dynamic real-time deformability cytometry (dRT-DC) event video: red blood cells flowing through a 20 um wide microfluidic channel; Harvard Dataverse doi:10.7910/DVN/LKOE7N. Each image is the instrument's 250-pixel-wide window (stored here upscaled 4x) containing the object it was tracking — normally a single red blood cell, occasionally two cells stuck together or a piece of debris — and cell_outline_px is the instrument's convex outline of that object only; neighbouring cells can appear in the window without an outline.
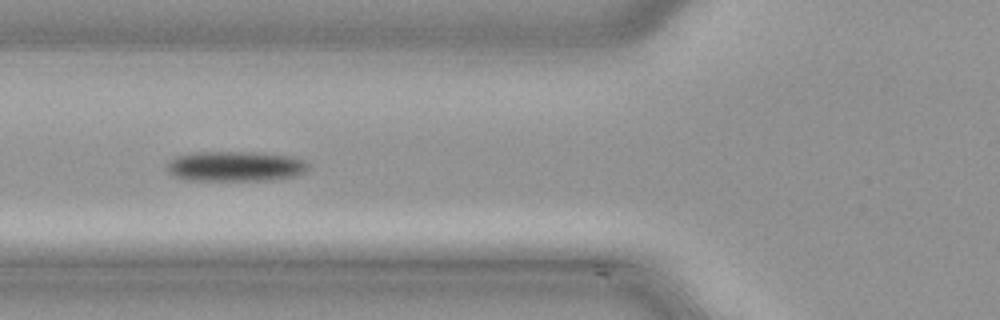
{"species": "common noctule bat (a hibernating species)", "species_latin": "Nyctalus noctula", "temperature_condition": "cold", "stored_images_in_passage": 33, "camera_frame_rate_fps": 3000, "um_per_image_px": 0.085, "animal": {"sex": "male", "body_mass_g": 21.5, "forearm_length_mm": 52.0}, "frame": {"image": 1, "passage_image": 6, "time_ms": 1.667, "image_size_px": [1000, 320], "cell_outline_px": [[308, 168], [304, 172], [292, 176], [264, 180], [188, 180], [172, 176], [168, 172], [168, 164], [176, 156], [188, 152], [264, 152], [292, 156], [304, 160], [308, 164]], "centroid_in_image_um": [19.98, 14.12], "position_along_channel_um": 105.8, "area_um2": 24.85}}
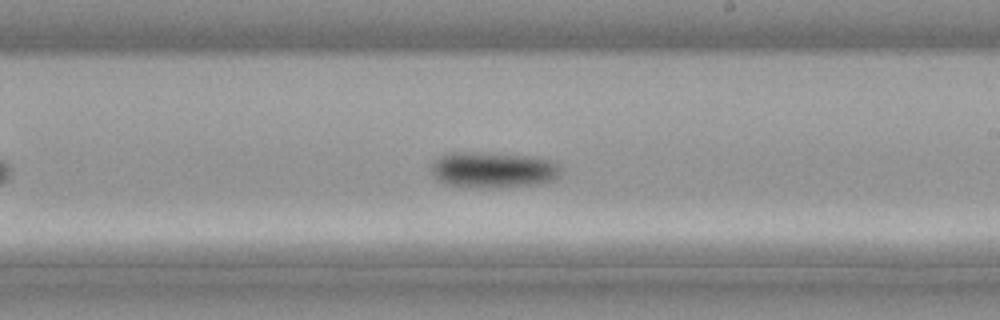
{"frame": {"image": 2, "passage_image": 16, "time_ms": 5.0, "image_size_px": [1000, 320], "cell_outline_px": [[560, 172], [552, 180], [532, 184], [452, 184], [440, 180], [432, 176], [432, 160], [444, 152], [488, 152], [532, 156], [552, 160], [560, 168]], "centroid_in_image_um": [41.87, 14.33], "position_along_channel_um": 247.1, "area_um2": 25.78}}
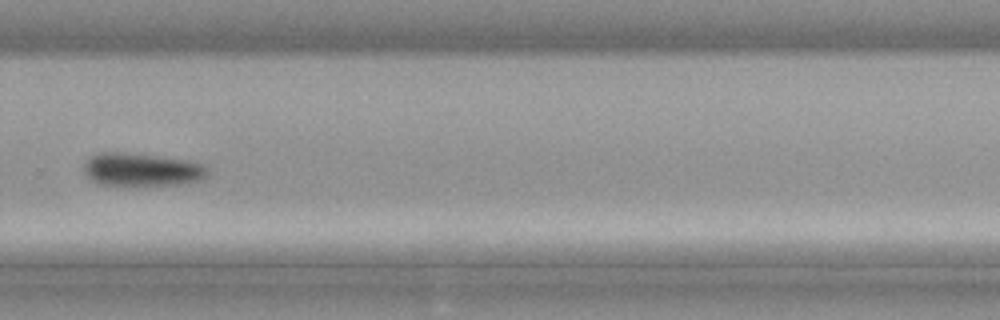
{"frame": {"image": 3, "passage_image": 21, "time_ms": 6.667, "image_size_px": [1000, 320], "cell_outline_px": [[208, 172], [200, 180], [176, 184], [100, 184], [92, 180], [84, 172], [84, 164], [92, 156], [100, 152], [124, 152], [160, 156], [188, 160], [200, 164], [208, 168]], "centroid_in_image_um": [12.03, 14.39], "position_along_channel_um": 317.8, "area_um2": 23.29}}